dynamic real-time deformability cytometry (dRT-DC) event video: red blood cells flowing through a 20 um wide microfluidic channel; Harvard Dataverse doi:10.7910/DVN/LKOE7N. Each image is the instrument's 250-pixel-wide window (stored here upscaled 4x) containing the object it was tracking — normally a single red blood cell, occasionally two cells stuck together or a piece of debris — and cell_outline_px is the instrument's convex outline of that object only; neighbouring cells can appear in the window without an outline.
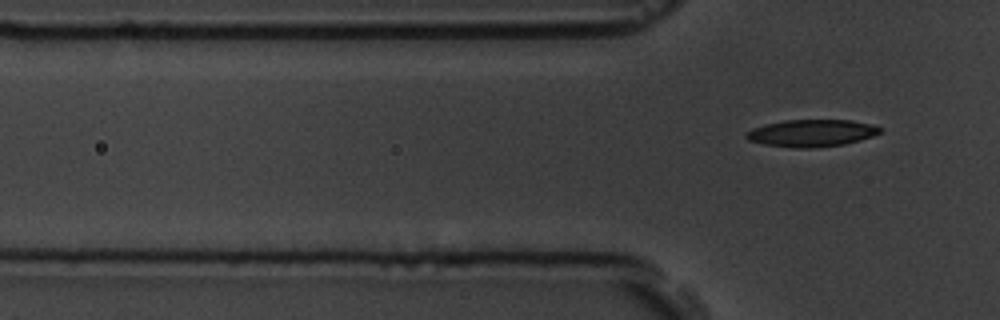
{"species": "common noctule bat (a hibernating species)", "species_latin": "Nyctalus noctula", "temperature_condition": "room temperature", "stored_images_in_passage": 7, "segment_of_instrument_passage": [2, 2], "camera_frame_rate_fps": 3000, "um_per_image_px": 0.085, "animal": {"sex": "male", "body_mass_g": 19.5, "forearm_length_mm": 54.6}, "frame": {"image": 1, "passage_image": 7, "time_ms": 7.667, "image_size_px": [1000, 320], "cell_outline_px": [[880, 132], [872, 136], [860, 140], [844, 144], [812, 148], [792, 148], [764, 144], [748, 140], [744, 136], [748, 132], [756, 128], [768, 124], [784, 120], [852, 120], [872, 124], [880, 128]], "centroid_in_image_um": [69.0, 11.32], "position_along_channel_um": 56.8, "area_um2": 20.92}}